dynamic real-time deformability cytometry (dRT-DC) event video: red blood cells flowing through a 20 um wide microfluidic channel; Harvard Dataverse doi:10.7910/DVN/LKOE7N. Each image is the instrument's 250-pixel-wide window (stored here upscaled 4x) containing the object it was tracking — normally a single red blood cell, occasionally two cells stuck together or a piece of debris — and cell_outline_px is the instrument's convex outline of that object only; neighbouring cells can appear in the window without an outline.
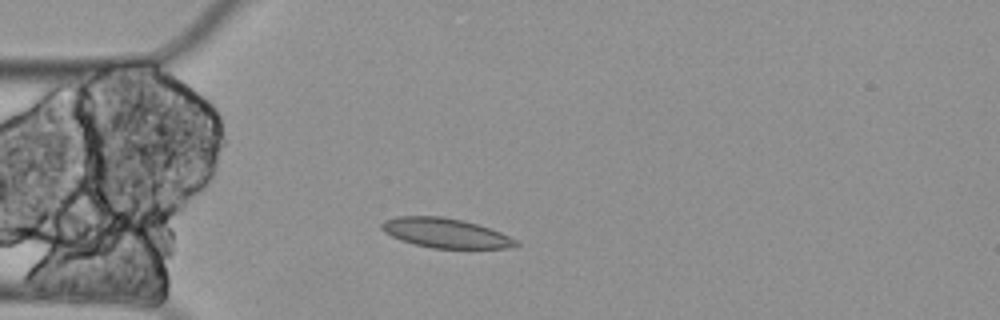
{"species": "Egyptian fruit bat (a non-hibernating species)", "species_latin": "Rousettus aegyptiacus", "temperature_condition": "cold", "stored_images_in_passage": 3, "camera_frame_rate_fps": 3000, "um_per_image_px": 0.085, "animal": {"sex": "female"}, "frame": {"image": 1, "passage_image": 3, "time_ms": 0.667, "image_size_px": [1000, 320], "cell_outline_px": [[520, 244], [508, 248], [432, 248], [400, 240], [384, 232], [380, 228], [380, 224], [384, 220], [396, 216], [444, 216], [464, 220], [500, 232], [516, 240]], "centroid_in_image_um": [37.82, 19.79], "position_along_channel_um": 47.2, "area_um2": 23.06}}